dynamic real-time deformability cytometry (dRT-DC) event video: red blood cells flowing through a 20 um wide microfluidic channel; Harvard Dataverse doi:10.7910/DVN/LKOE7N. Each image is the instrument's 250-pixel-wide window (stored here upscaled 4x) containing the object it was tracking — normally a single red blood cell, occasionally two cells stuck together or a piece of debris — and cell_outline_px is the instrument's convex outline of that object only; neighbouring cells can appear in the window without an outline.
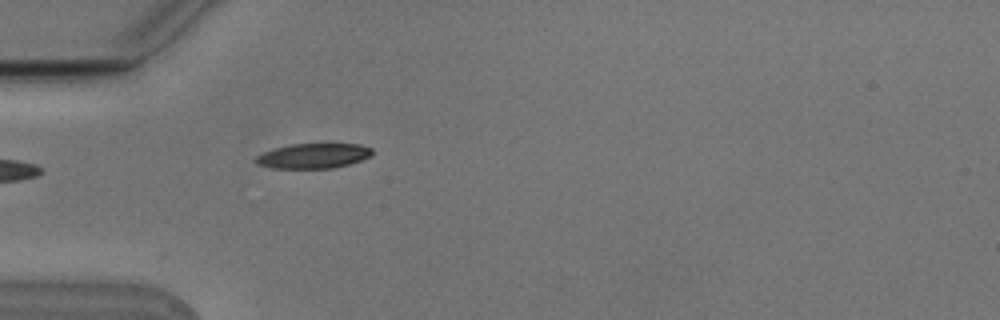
{"species": "Egyptian fruit bat (a non-hibernating species)", "species_latin": "Rousettus aegyptiacus", "temperature_condition": "cold", "stored_images_in_passage": 4, "camera_frame_rate_fps": 3000, "um_per_image_px": 0.085, "animal": {"sex": "male"}, "frame": {"image": 1, "passage_image": 4, "time_ms": 1.0, "image_size_px": [1000, 320], "cell_outline_px": [[372, 156], [348, 164], [332, 168], [272, 168], [256, 164], [252, 160], [256, 156], [264, 152], [276, 148], [292, 144], [328, 140], [360, 144], [372, 148]], "centroid_in_image_um": [26.68, 13.19], "position_along_channel_um": 58.3, "area_um2": 17.86}}